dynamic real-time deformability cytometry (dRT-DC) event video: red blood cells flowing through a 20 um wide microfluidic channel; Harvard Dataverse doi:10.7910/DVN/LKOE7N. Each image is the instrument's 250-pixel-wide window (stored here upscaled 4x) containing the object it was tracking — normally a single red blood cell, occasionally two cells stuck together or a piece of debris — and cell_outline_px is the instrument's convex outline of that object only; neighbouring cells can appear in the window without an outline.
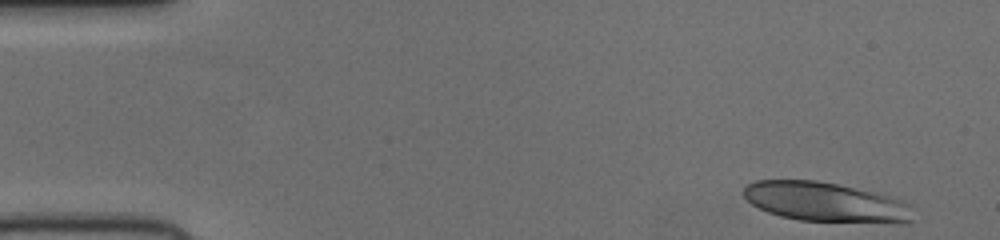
{"species": "human", "species_latin": "Homo sapiens", "temperature_condition": "cold", "stored_images_in_passage": 48, "camera_frame_rate_fps": 3000, "um_per_image_px": 0.085, "donor": {"sex": "female"}, "frame": {"image": 1, "passage_image": 1, "time_ms": 0.0, "image_size_px": [1000, 240], "cell_outline_px": [[912, 220], [908, 224], [900, 224], [800, 220], [780, 216], [768, 212], [752, 204], [744, 196], [744, 188], [748, 184], [756, 180], [816, 180], [836, 184], [872, 192], [900, 200], [908, 204]], "centroid_in_image_um": [70.17, 17.19], "position_along_channel_um": 14.8, "area_um2": 38.84}}
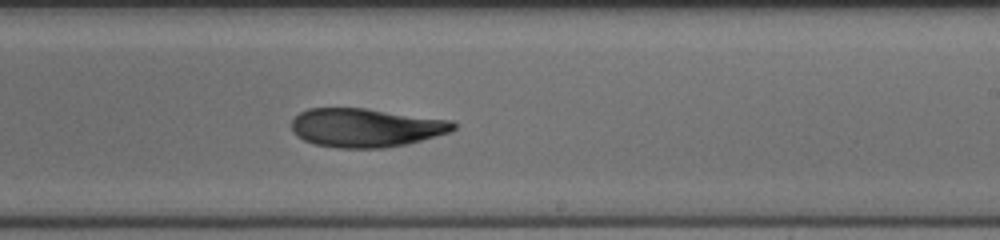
{"frame": {"image": 2, "passage_image": 28, "time_ms": 9.0, "image_size_px": [1000, 240], "cell_outline_px": [[456, 128], [452, 132], [408, 144], [384, 148], [336, 148], [312, 144], [296, 136], [292, 132], [292, 120], [300, 112], [308, 108], [368, 108], [452, 120], [456, 124]], "centroid_in_image_um": [31.11, 10.85], "position_along_channel_um": 257.9, "area_um2": 37.05}}
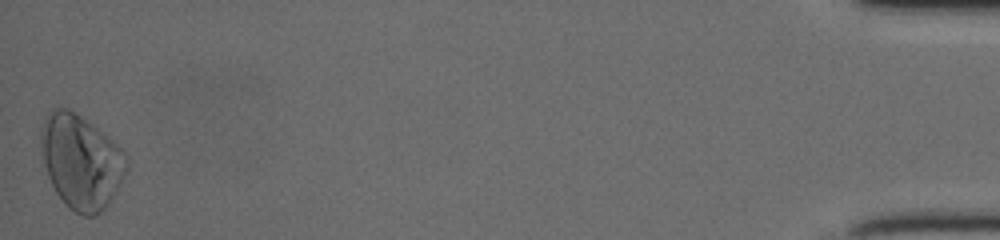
{"frame": {"image": 3, "passage_image": 48, "time_ms": 15.667, "image_size_px": [1000, 240], "cell_outline_px": [[128, 172], [108, 204], [96, 216], [84, 216], [68, 208], [64, 204], [56, 192], [48, 176], [44, 164], [40, 140], [40, 132], [44, 116], [52, 108], [68, 108], [92, 124], [112, 140], [124, 152], [128, 160]], "centroid_in_image_um": [6.88, 13.74], "position_along_channel_um": 428.3, "area_um2": 47.05}}